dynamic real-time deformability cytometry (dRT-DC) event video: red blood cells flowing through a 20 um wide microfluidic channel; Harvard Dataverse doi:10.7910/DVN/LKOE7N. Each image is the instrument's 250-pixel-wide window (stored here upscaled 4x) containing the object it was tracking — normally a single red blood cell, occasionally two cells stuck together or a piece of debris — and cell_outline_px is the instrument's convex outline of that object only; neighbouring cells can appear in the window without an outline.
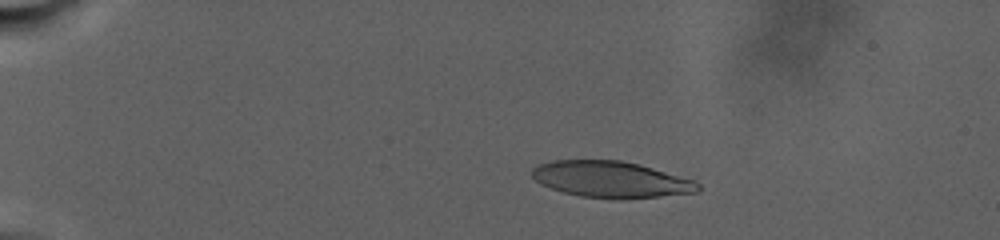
{"species": "human", "species_latin": "Homo sapiens", "temperature_condition": "warm", "stored_images_in_passage": 63, "camera_frame_rate_fps": 3000, "um_per_image_px": 0.085, "donor": {"sex": "male"}, "frame": {"image": 1, "passage_image": 13, "time_ms": 6.667, "image_size_px": [1000, 240], "cell_outline_px": [[700, 192], [624, 200], [616, 200], [580, 196], [564, 192], [540, 184], [532, 176], [532, 168], [536, 164], [552, 160], [620, 160], [640, 164], [696, 180], [700, 184]], "centroid_in_image_um": [51.97, 15.26], "position_along_channel_um": 33.0, "area_um2": 35.72}}
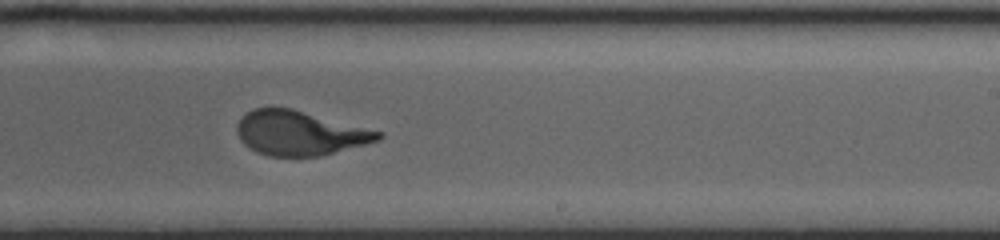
{"frame": {"image": 2, "passage_image": 38, "time_ms": 20.333, "image_size_px": [1000, 240], "cell_outline_px": [[384, 136], [380, 140], [320, 156], [268, 156], [256, 152], [248, 148], [240, 140], [236, 132], [236, 124], [240, 116], [252, 108], [292, 108], [384, 132]], "centroid_in_image_um": [25.45, 11.31], "position_along_channel_um": 263.6, "area_um2": 36.88}}
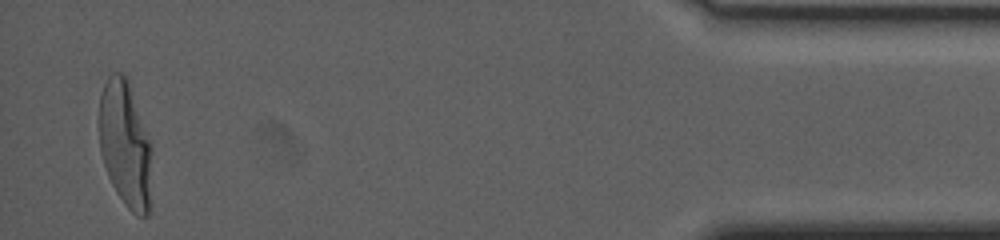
{"frame": {"image": 3, "passage_image": 63, "time_ms": 30.0, "image_size_px": [1000, 240], "cell_outline_px": [[152, 152], [148, 216], [136, 216], [124, 204], [116, 192], [108, 176], [100, 152], [100, 96], [104, 84], [108, 76], [112, 72], [120, 72], [128, 76], [152, 144]], "centroid_in_image_um": [10.66, 12.22], "position_along_channel_um": 424.5, "area_um2": 39.25}, "authors_computed_cell_mechanics": {"area_um2": 36.9342, "velocity_mm_per_s": 2.3443, "shape_relaxation_time_tau1_ms": 10.0248, "shape_relaxation_time_tau2_ms": null, "deformation_change_tau1": 0.299, "deformation_change_tau2": null}}